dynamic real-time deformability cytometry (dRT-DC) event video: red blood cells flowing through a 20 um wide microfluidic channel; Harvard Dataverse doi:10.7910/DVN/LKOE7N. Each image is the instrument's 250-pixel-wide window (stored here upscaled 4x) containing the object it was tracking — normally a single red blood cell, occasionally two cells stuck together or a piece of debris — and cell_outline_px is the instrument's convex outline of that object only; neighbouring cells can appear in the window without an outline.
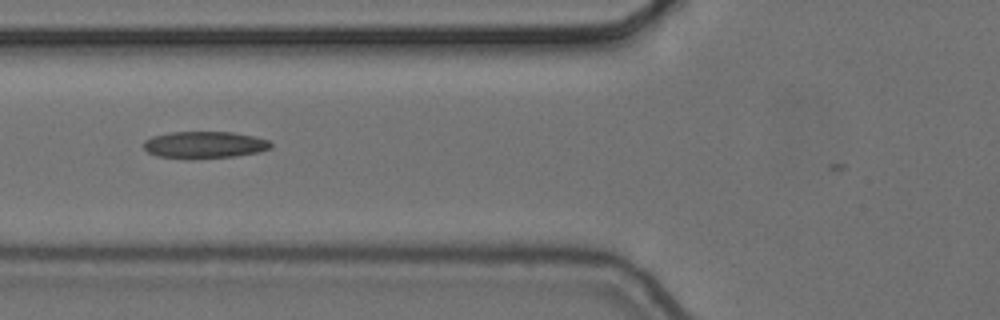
{"species": "common noctule bat (a hibernating species)", "species_latin": "Nyctalus noctula", "temperature_condition": "cold", "stored_images_in_passage": 3, "camera_frame_rate_fps": 3000, "um_per_image_px": 0.085, "animal": {"sex": "female", "body_mass_g": 24.6, "forearm_length_mm": 56.2}, "frame": {"image": 1, "passage_image": 2, "time_ms": 0.333, "image_size_px": [1000, 320], "cell_outline_px": [[272, 148], [260, 152], [236, 156], [188, 160], [156, 156], [148, 152], [144, 148], [144, 140], [152, 136], [172, 132], [232, 132], [252, 136], [268, 140], [272, 144]], "centroid_in_image_um": [17.36, 12.33], "position_along_channel_um": 108.4, "area_um2": 20.29}}